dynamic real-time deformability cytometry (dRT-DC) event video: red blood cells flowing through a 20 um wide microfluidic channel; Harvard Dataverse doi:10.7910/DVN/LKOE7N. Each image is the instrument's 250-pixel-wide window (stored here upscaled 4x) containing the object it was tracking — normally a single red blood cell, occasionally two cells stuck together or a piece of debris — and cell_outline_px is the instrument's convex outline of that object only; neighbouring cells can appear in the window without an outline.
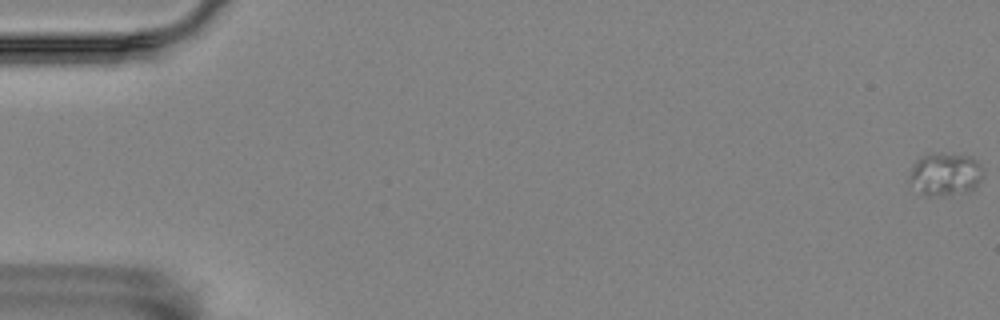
{"species": "Egyptian fruit bat (a non-hibernating species)", "species_latin": "Rousettus aegyptiacus", "temperature_condition": "room temperature", "stored_images_in_passage": 59, "camera_frame_rate_fps": 3000, "um_per_image_px": 0.085, "animal": {"sex": "female"}, "frame": {"image": 1, "passage_image": 1, "time_ms": 0.0, "image_size_px": [1000, 320], "cell_outline_px": [[984, 172], [980, 180], [968, 192], [948, 196], [924, 196], [908, 180], [908, 176], [912, 164], [920, 156], [968, 156], [976, 160], [984, 168]], "centroid_in_image_um": [80.33, 14.87], "position_along_channel_um": 4.7, "area_um2": 18.09}}
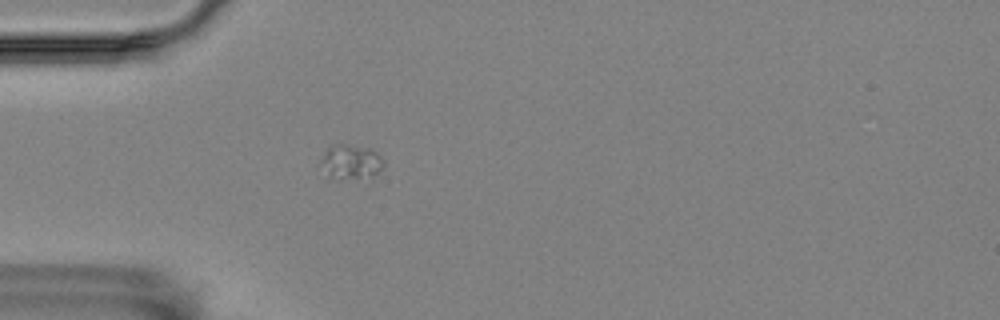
{"frame": {"image": 2, "passage_image": 18, "time_ms": 5.667, "image_size_px": [1000, 320], "cell_outline_px": [[384, 168], [376, 172], [360, 176], [340, 180], [336, 180], [328, 176], [320, 164], [320, 160], [324, 152], [332, 144], [344, 144], [368, 148], [376, 152], [384, 160]], "centroid_in_image_um": [29.77, 13.74], "position_along_channel_um": 55.2, "area_um2": 12.43}}
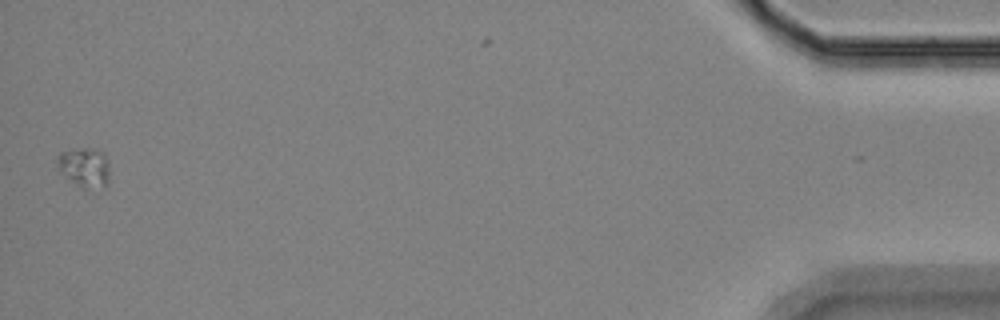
{"frame": {"image": 3, "passage_image": 58, "time_ms": 19.0, "image_size_px": [1000, 320], "cell_outline_px": [[108, 180], [104, 184], [80, 184], [72, 180], [60, 168], [60, 152], [84, 148], [96, 148], [104, 152], [108, 164]], "centroid_in_image_um": [7.25, 14.09], "position_along_channel_um": 428.0, "area_um2": 10.69}}